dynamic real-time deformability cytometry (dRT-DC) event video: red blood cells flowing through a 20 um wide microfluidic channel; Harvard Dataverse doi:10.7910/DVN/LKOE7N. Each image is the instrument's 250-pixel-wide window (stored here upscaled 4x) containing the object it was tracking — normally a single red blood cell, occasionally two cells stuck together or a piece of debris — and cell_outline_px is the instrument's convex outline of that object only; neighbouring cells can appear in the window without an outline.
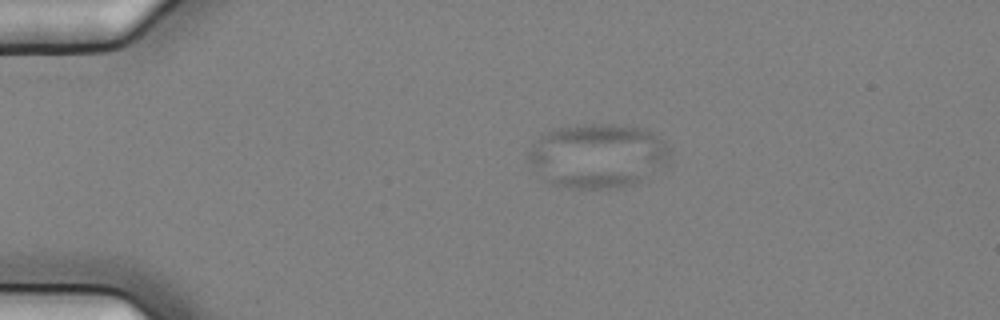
{"species": "common noctule bat (a hibernating species)", "species_latin": "Nyctalus noctula", "temperature_condition": "cold", "stored_images_in_passage": 7, "camera_frame_rate_fps": 3000, "um_per_image_px": 0.085, "animal": {"sex": "female", "body_mass_g": 25.1}, "frame": {"image": 1, "passage_image": 1, "time_ms": 0.0, "image_size_px": [1000, 320], "cell_outline_px": [[668, 160], [664, 164], [640, 184], [620, 188], [568, 188], [552, 184], [540, 180], [528, 160], [528, 152], [532, 144], [544, 132], [552, 128], [584, 124], [612, 124], [644, 128], [652, 132], [664, 140], [668, 148]], "centroid_in_image_um": [50.76, 13.25], "position_along_channel_um": 34.2, "area_um2": 53.81}}